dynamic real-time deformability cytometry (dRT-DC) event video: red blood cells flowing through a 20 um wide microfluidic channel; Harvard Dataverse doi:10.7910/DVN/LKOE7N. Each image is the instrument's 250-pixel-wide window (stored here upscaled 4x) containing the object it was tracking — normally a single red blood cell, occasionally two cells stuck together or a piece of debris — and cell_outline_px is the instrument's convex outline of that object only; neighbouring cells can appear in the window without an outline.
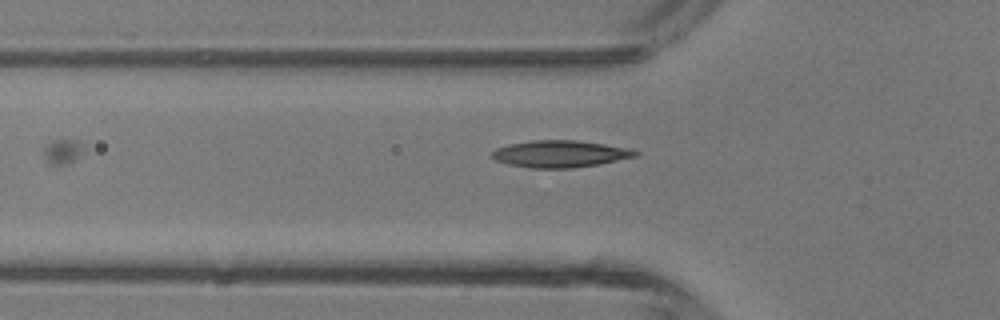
{"species": "common noctule bat (a hibernating species)", "species_latin": "Nyctalus noctula", "temperature_condition": "room temperature", "stored_images_in_passage": 6, "camera_frame_rate_fps": 3000, "um_per_image_px": 0.085, "animal": {"sex": "male", "body_mass_g": 13.3}, "frame": {"image": 1, "passage_image": 6, "time_ms": 5.667, "image_size_px": [1000, 320], "cell_outline_px": [[640, 152], [636, 156], [600, 164], [572, 168], [532, 168], [508, 164], [496, 160], [492, 156], [492, 152], [496, 148], [508, 144], [532, 140], [576, 140], [604, 144], [628, 148]], "centroid_in_image_um": [47.6, 13.08], "position_along_channel_um": 78.2, "area_um2": 22.43}}